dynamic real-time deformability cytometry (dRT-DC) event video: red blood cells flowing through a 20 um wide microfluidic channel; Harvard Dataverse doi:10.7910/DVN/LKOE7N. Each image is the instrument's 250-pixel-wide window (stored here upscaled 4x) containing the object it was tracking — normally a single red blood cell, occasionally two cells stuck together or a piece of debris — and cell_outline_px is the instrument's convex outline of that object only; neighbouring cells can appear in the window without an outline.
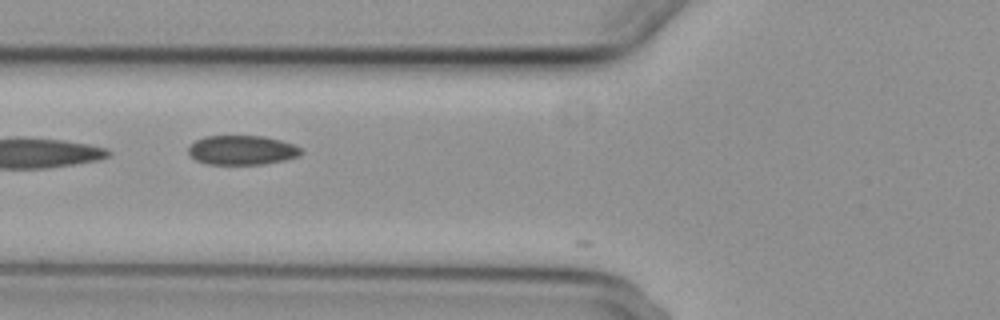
{"species": "common noctule bat (a hibernating species)", "species_latin": "Nyctalus noctula", "temperature_condition": "cold", "stored_images_in_passage": 8, "camera_frame_rate_fps": 3000, "um_per_image_px": 0.085, "animal": {"sex": "female", "body_mass_g": 29.2, "forearm_length_mm": 56.3}, "frame": {"image": 1, "passage_image": 6, "time_ms": 6.667, "image_size_px": [1000, 320], "cell_outline_px": [[304, 152], [300, 156], [284, 160], [264, 164], [208, 164], [196, 160], [188, 152], [188, 148], [196, 140], [204, 136], [264, 136], [280, 140], [292, 144], [300, 148]], "centroid_in_image_um": [20.59, 12.76], "position_along_channel_um": 105.2, "area_um2": 19.25}}